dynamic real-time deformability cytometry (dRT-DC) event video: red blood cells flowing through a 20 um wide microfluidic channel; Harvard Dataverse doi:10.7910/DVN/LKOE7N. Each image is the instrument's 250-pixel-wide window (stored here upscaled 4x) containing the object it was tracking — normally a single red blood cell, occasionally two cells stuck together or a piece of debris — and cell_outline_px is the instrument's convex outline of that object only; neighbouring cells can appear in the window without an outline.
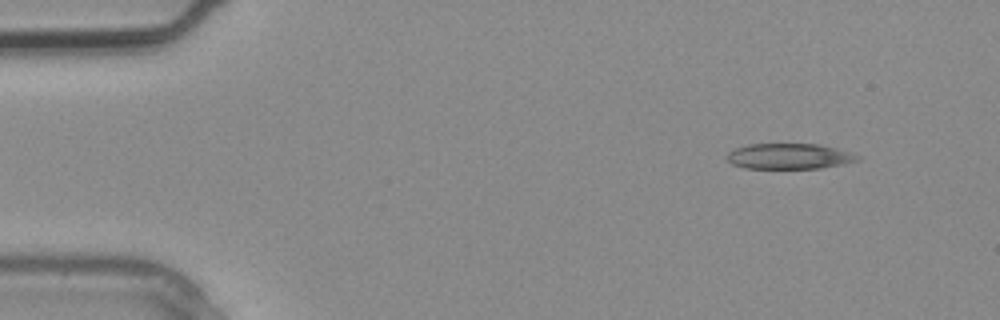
{"species": "common noctule bat (a hibernating species)", "species_latin": "Nyctalus noctula", "temperature_condition": "warm", "stored_images_in_passage": 2, "camera_frame_rate_fps": 3000, "um_per_image_px": 0.085, "animal": {"sex": "male", "body_mass_g": 20.4}, "frame": {"image": 1, "passage_image": 1, "time_ms": 0.0, "image_size_px": [1000, 320], "cell_outline_px": [[860, 160], [844, 164], [820, 168], [744, 168], [732, 164], [728, 160], [728, 152], [736, 148], [748, 144], [820, 144], [836, 148], [860, 156]], "centroid_in_image_um": [67.1, 13.28], "position_along_channel_um": 17.9, "area_um2": 19.36}}